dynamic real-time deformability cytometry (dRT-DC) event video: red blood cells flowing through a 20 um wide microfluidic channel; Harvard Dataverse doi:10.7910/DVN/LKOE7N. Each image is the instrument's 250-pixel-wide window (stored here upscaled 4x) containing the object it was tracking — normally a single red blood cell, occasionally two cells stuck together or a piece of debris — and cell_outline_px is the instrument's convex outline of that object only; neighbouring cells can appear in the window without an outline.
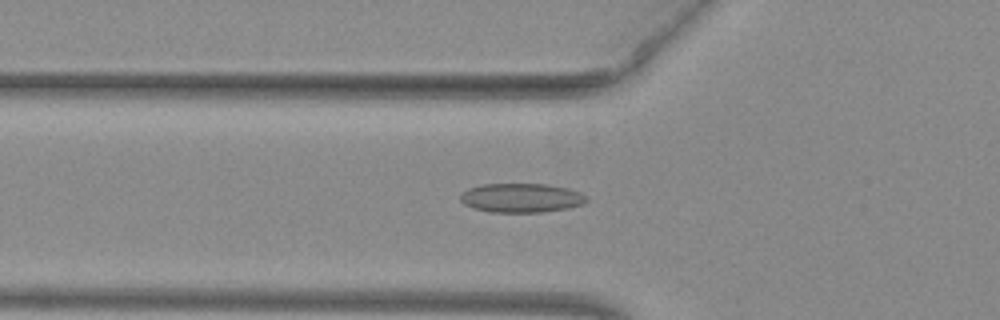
{"species": "common noctule bat (a hibernating species)", "species_latin": "Nyctalus noctula", "temperature_condition": "warm", "stored_images_in_passage": 52, "camera_frame_rate_fps": 3000, "um_per_image_px": 0.085, "animal": {"sex": "female", "body_mass_g": 29.2, "forearm_length_mm": 56.3}, "frame": {"image": 1, "passage_image": 19, "time_ms": 6.0, "image_size_px": [1000, 320], "cell_outline_px": [[588, 200], [584, 204], [568, 208], [540, 212], [488, 212], [472, 208], [464, 204], [460, 200], [460, 192], [468, 188], [484, 184], [548, 184], [568, 188], [580, 192], [588, 196]], "centroid_in_image_um": [44.31, 16.82], "position_along_channel_um": 81.5, "area_um2": 21.68}}
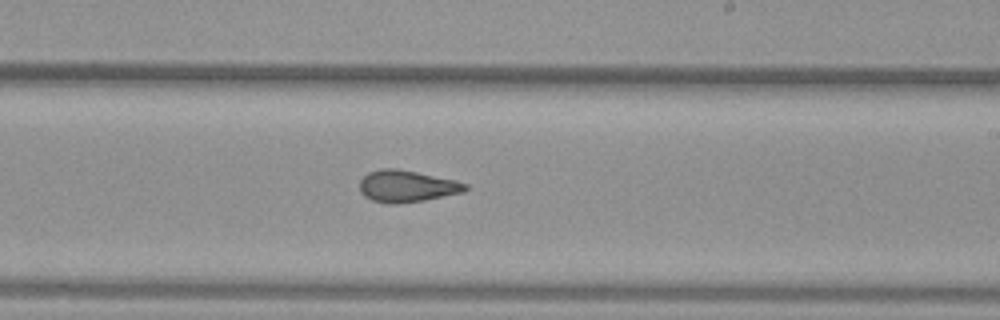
{"frame": {"image": 2, "passage_image": 32, "time_ms": 10.333, "image_size_px": [1000, 320], "cell_outline_px": [[468, 188], [464, 192], [424, 200], [396, 204], [392, 204], [372, 200], [364, 196], [360, 192], [360, 180], [368, 172], [380, 168], [400, 168], [456, 180], [468, 184]], "centroid_in_image_um": [34.58, 15.81], "position_along_channel_um": 254.4, "area_um2": 19.77}}
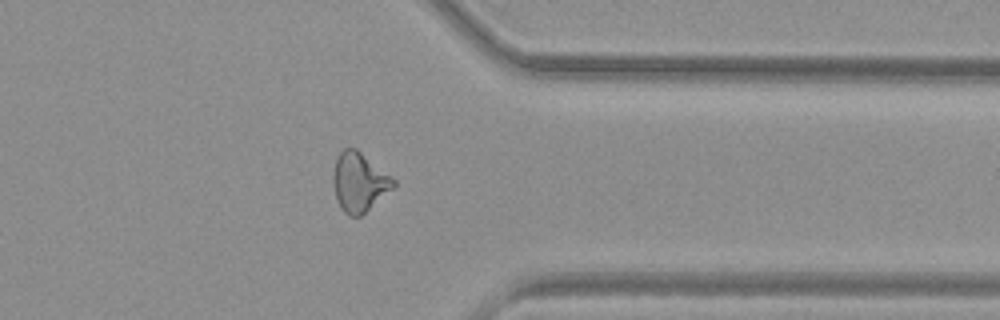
{"frame": {"image": 3, "passage_image": 42, "time_ms": 13.667, "image_size_px": [1000, 320], "cell_outline_px": [[396, 184], [392, 188], [360, 216], [348, 216], [340, 208], [336, 196], [332, 180], [332, 176], [336, 160], [340, 152], [344, 148], [356, 148], [392, 176], [396, 180]], "centroid_in_image_um": [30.52, 15.46], "position_along_channel_um": 380.9, "area_um2": 20.52}, "authors_computed_cell_mechanics": {"area_um2": 20.519, "velocity_mm_per_s": 3.9833, "shape_relaxation_time_tau1_ms": null, "shape_relaxation_time_tau2_ms": 1.7014, "deformation_change_tau1": null, "deformation_change_tau2": 0.0894}}